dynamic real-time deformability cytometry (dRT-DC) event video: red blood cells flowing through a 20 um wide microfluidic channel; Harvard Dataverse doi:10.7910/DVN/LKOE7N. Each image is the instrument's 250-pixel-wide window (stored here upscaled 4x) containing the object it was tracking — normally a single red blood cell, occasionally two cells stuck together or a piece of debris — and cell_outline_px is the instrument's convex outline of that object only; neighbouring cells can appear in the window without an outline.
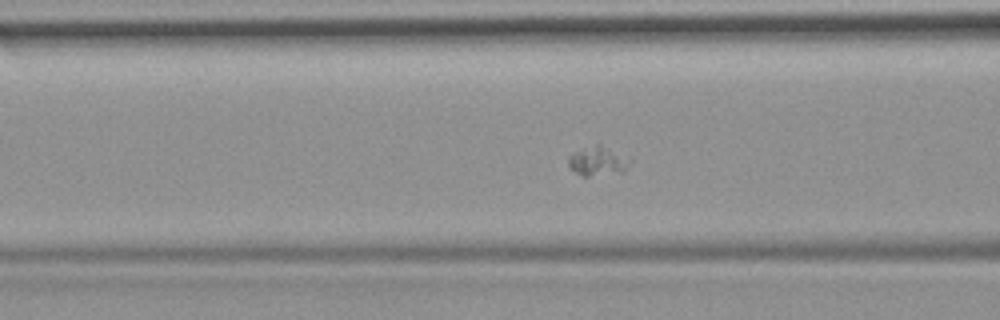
{"species": "common noctule bat (a hibernating species)", "species_latin": "Nyctalus noctula", "temperature_condition": "room temperature", "stored_images_in_passage": 43, "camera_frame_rate_fps": 3000, "um_per_image_px": 0.085, "animal": {"sex": "female", "body_mass_g": 19.9}, "frame": {"image": 1, "passage_image": 23, "time_ms": 7.333, "image_size_px": [1000, 320], "cell_outline_px": [[632, 160], [624, 172], [588, 176], [580, 176], [568, 168], [568, 156], [572, 152], [596, 144], [600, 144]], "centroid_in_image_um": [50.76, 13.71], "position_along_channel_um": 115.8, "area_um2": 10.52}}
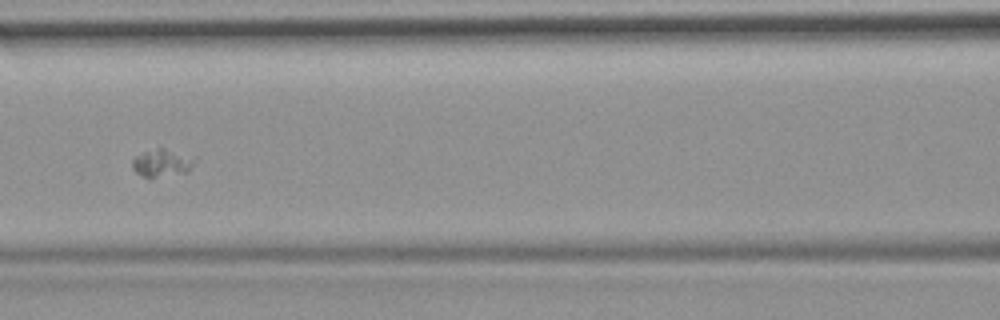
{"frame": {"image": 2, "passage_image": 26, "time_ms": 8.333, "image_size_px": [1000, 320], "cell_outline_px": [[196, 160], [188, 172], [152, 180], [148, 180], [136, 172], [132, 168], [132, 160], [136, 156], [160, 144], [196, 156]], "centroid_in_image_um": [13.81, 13.83], "position_along_channel_um": 152.8, "area_um2": 11.16}}